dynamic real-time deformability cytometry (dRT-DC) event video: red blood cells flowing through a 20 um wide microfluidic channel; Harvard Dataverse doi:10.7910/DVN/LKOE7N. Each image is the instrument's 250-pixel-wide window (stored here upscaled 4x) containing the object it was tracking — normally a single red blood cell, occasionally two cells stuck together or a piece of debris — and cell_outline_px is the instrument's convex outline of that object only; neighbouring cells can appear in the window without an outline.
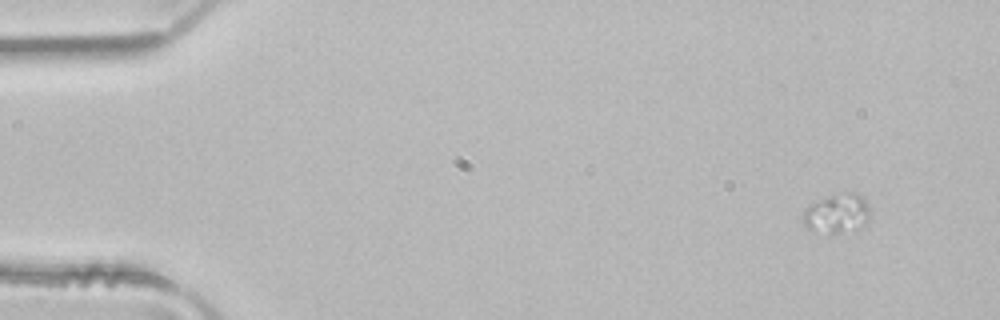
{"species": "common noctule bat (a hibernating species)", "species_latin": "Nyctalus noctula", "temperature_condition": "room temperature", "stored_images_in_passage": 5, "camera_frame_rate_fps": 3000, "um_per_image_px": 0.085, "animal": {"sex": "male", "body_mass_g": 21.5, "forearm_length_mm": 52.0}, "frame": {"image": 1, "passage_image": 2, "time_ms": 0.333, "image_size_px": [1000, 320], "cell_outline_px": [[868, 220], [864, 224], [840, 232], [832, 232], [808, 228], [804, 224], [804, 208], [808, 204], [828, 196], [844, 192], [856, 192], [864, 196], [868, 208]], "centroid_in_image_um": [71.14, 18.07], "position_along_channel_um": 13.9, "area_um2": 14.8}}